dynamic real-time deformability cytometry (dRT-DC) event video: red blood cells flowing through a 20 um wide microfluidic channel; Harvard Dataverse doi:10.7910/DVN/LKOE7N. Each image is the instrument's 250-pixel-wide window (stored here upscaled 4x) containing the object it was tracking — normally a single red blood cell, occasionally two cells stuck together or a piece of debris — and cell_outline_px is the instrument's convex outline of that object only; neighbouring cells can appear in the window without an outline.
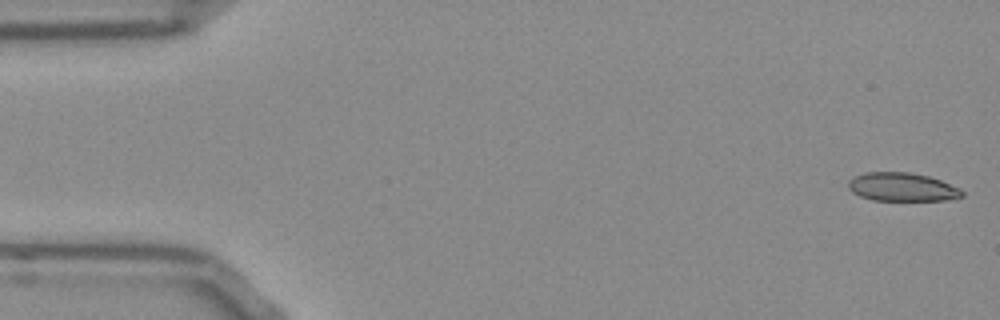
{"species": "Egyptian fruit bat (a non-hibernating species)", "species_latin": "Rousettus aegyptiacus", "temperature_condition": "room temperature", "stored_images_in_passage": 52, "camera_frame_rate_fps": 3000, "um_per_image_px": 0.085, "frame": {"image": 1, "passage_image": 1, "time_ms": 0.0, "image_size_px": [1000, 320], "cell_outline_px": [[964, 196], [944, 200], [872, 200], [860, 196], [852, 192], [848, 188], [848, 180], [852, 176], [864, 172], [908, 172], [928, 176], [940, 180], [960, 188], [964, 192]], "centroid_in_image_um": [76.64, 15.89], "position_along_channel_um": 8.4, "area_um2": 18.96}}
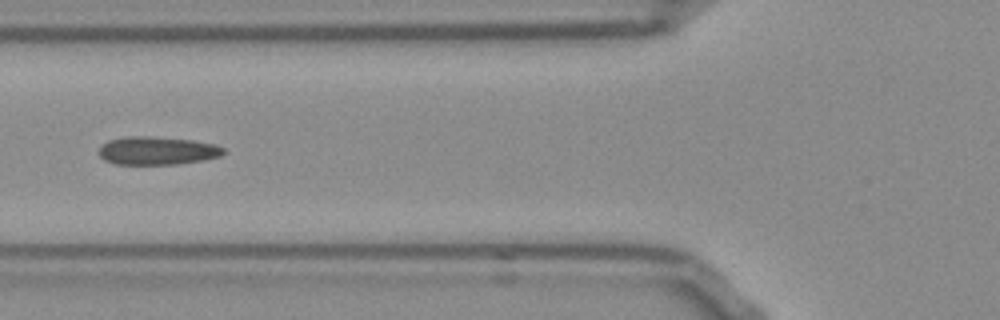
{"frame": {"image": 2, "passage_image": 19, "time_ms": 6.0, "image_size_px": [1000, 320], "cell_outline_px": [[224, 152], [220, 156], [204, 160], [176, 164], [116, 164], [104, 160], [100, 156], [100, 148], [108, 140], [128, 136], [148, 136], [192, 140], [216, 144], [224, 148]], "centroid_in_image_um": [13.38, 12.81], "position_along_channel_um": 112.4, "area_um2": 20.35}}
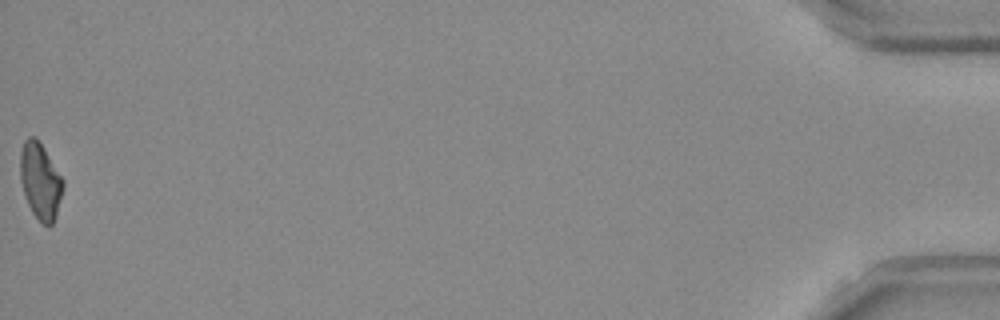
{"frame": {"image": 3, "passage_image": 52, "time_ms": 17.0, "image_size_px": [1000, 320], "cell_outline_px": [[64, 188], [56, 216], [52, 224], [48, 228], [40, 224], [32, 212], [24, 196], [20, 180], [20, 152], [24, 140], [28, 136], [36, 136], [64, 180]], "centroid_in_image_um": [3.42, 15.42], "position_along_channel_um": 431.8, "area_um2": 19.42}, "authors_computed_cell_mechanics": {"area_um2": 19.9988, "velocity_mm_per_s": 3.8579, "shape_relaxation_time_tau1_ms": null, "shape_relaxation_time_tau2_ms": 3.5498, "deformation_change_tau1": null, "deformation_change_tau2": 0.1002}}